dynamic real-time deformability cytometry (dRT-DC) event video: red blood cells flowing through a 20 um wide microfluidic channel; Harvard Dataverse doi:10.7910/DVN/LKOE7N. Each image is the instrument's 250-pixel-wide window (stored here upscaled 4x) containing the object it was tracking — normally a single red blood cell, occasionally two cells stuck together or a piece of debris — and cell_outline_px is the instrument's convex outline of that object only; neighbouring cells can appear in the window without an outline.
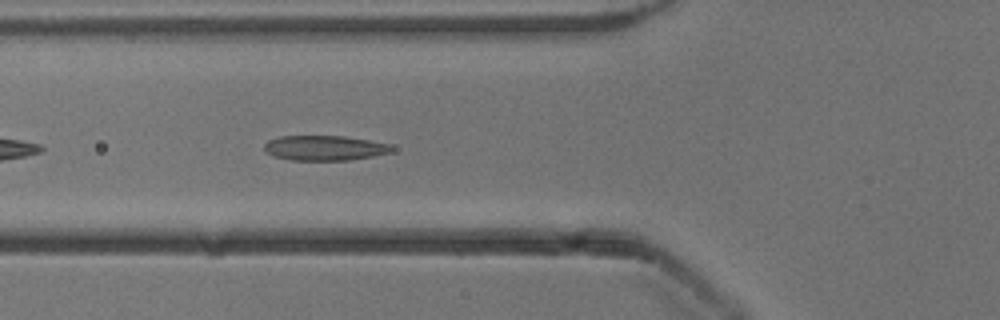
{"species": "common noctule bat (a hibernating species)", "species_latin": "Nyctalus noctula", "temperature_condition": "cold", "stored_images_in_passage": 22, "camera_frame_rate_fps": 3000, "um_per_image_px": 0.085, "animal": {"sex": "male", "body_mass_g": 13.3}, "frame": {"image": 1, "passage_image": 5, "time_ms": 1.333, "image_size_px": [1000, 320], "cell_outline_px": [[396, 148], [388, 152], [372, 156], [348, 160], [292, 160], [272, 156], [264, 152], [264, 144], [268, 140], [280, 136], [344, 136], [392, 144]], "centroid_in_image_um": [27.56, 12.57], "position_along_channel_um": 98.2, "area_um2": 18.61}}
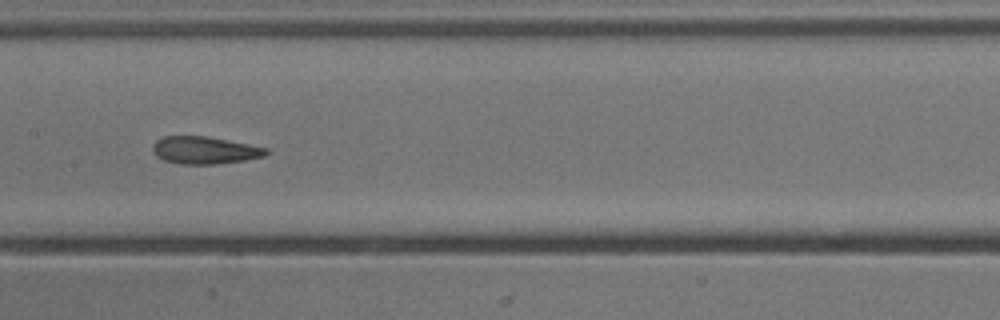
{"frame": {"image": 2, "passage_image": 12, "time_ms": 3.667, "image_size_px": [1000, 320], "cell_outline_px": [[272, 152], [264, 156], [244, 160], [216, 164], [180, 164], [164, 160], [156, 156], [152, 148], [156, 140], [164, 136], [208, 136], [268, 148]], "centroid_in_image_um": [17.42, 12.77], "position_along_channel_um": 190.0, "area_um2": 18.15}}
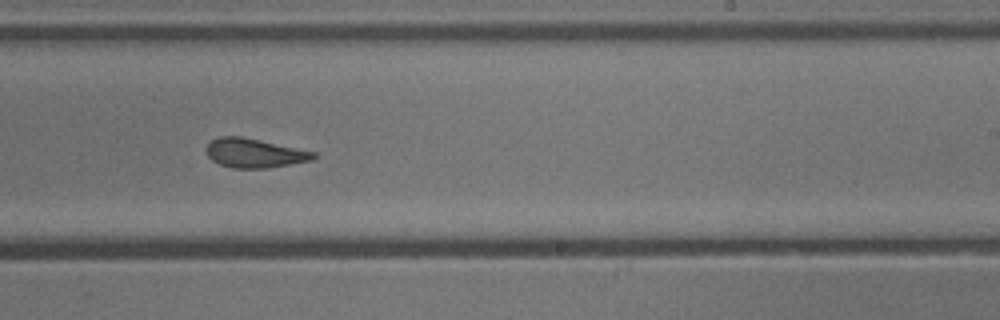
{"frame": {"image": 3, "passage_image": 18, "time_ms": 5.667, "image_size_px": [1000, 320], "cell_outline_px": [[316, 156], [312, 160], [268, 168], [232, 168], [220, 164], [212, 160], [208, 156], [204, 148], [212, 140], [220, 136], [240, 136], [316, 152]], "centroid_in_image_um": [21.6, 13.01], "position_along_channel_um": 267.4, "area_um2": 18.09}}